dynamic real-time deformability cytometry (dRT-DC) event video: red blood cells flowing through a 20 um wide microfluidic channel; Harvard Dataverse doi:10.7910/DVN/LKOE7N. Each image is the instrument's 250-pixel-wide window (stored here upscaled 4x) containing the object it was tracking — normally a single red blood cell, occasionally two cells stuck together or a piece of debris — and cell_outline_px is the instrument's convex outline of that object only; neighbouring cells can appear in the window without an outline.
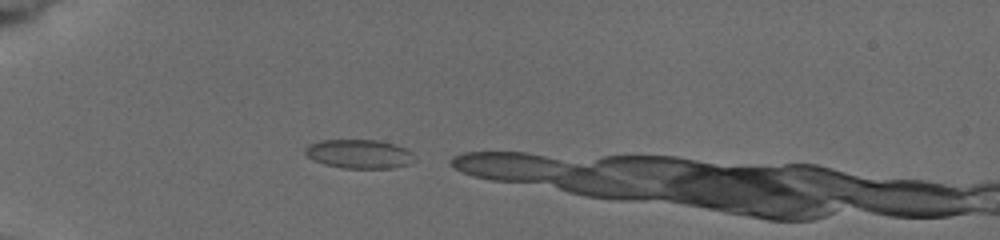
{"species": "common noctule bat (a hibernating species)", "species_latin": "Nyctalus noctula", "temperature_condition": "cold", "stored_images_in_passage": 7, "camera_frame_rate_fps": 3000, "um_per_image_px": 0.085, "animal": {"sex": "female", "body_mass_g": 19.5, "forearm_length_mm": 54.1}, "frame": {"image": 1, "passage_image": 1, "time_ms": 0.0, "image_size_px": [1000, 240], "cell_outline_px": [[416, 160], [408, 164], [392, 168], [344, 168], [324, 164], [308, 156], [304, 152], [304, 148], [308, 144], [320, 140], [376, 140], [392, 144], [404, 148], [412, 152], [416, 156]], "centroid_in_image_um": [30.53, 13.08], "position_along_channel_um": 54.5, "area_um2": 18.38}}
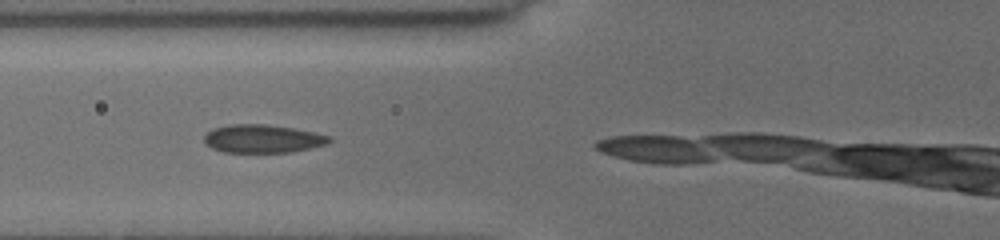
{"frame": {"image": 2, "passage_image": 4, "time_ms": 3.0, "image_size_px": [1000, 240], "cell_outline_px": [[332, 140], [328, 144], [292, 152], [224, 152], [212, 148], [204, 144], [204, 136], [212, 128], [228, 124], [268, 124], [316, 132], [328, 136]], "centroid_in_image_um": [22.31, 11.78], "position_along_channel_um": 103.5, "area_um2": 20.69}}